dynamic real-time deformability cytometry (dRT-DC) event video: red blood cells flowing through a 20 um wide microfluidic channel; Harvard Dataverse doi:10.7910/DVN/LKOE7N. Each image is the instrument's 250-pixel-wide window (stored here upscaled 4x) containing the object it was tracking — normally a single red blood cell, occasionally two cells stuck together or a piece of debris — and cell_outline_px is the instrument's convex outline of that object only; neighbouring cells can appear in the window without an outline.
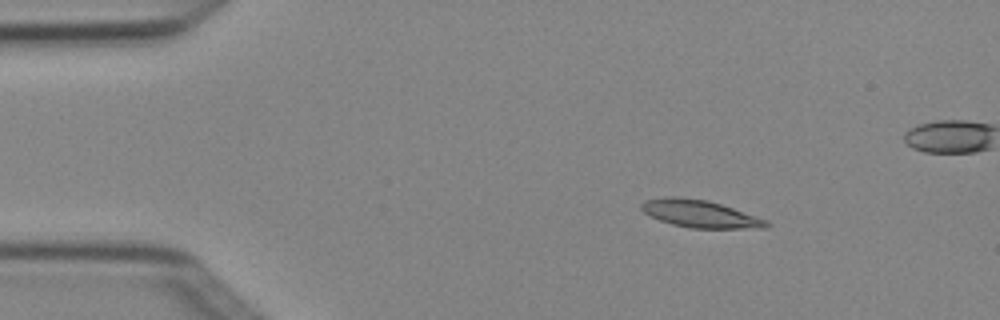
{"species": "Egyptian fruit bat (a non-hibernating species)", "species_latin": "Rousettus aegyptiacus", "temperature_condition": "cold", "stored_images_in_passage": 6, "camera_frame_rate_fps": 3000, "um_per_image_px": 0.085, "animal": {"sex": "female"}, "frame": {"image": 1, "passage_image": 3, "time_ms": 0.667, "image_size_px": [1000, 320], "cell_outline_px": [[772, 224], [768, 228], [688, 228], [672, 224], [660, 220], [644, 212], [640, 208], [640, 204], [644, 200], [664, 196], [676, 196], [708, 200], [768, 220]], "centroid_in_image_um": [59.5, 18.17], "position_along_channel_um": 25.5, "area_um2": 20.06}}